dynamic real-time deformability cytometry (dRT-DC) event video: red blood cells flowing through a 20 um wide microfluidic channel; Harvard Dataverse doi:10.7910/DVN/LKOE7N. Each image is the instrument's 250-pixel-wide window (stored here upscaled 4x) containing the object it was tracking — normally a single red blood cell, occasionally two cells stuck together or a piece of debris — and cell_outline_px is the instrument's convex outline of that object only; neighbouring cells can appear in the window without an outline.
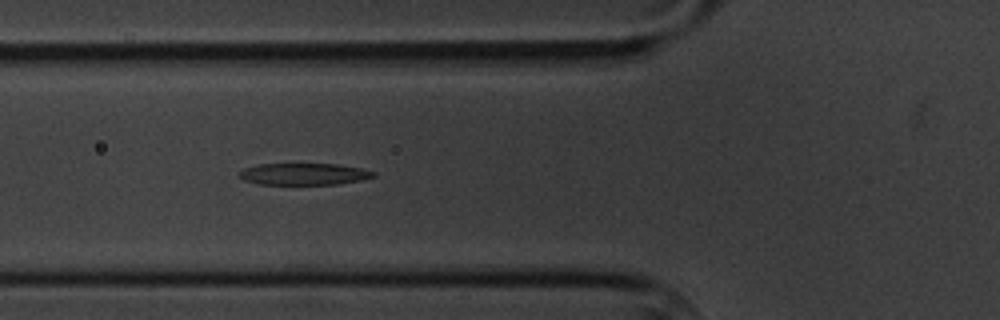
{"species": "common noctule bat (a hibernating species)", "species_latin": "Nyctalus noctula", "temperature_condition": "cold", "stored_images_in_passage": 6, "camera_frame_rate_fps": 3000, "um_per_image_px": 0.085, "animal": {"sex": "male", "body_mass_g": 20.1, "forearm_length_mm": 53.5}, "frame": {"image": 1, "passage_image": 6, "time_ms": 5.667, "image_size_px": [1000, 320], "cell_outline_px": [[376, 176], [360, 180], [336, 184], [260, 184], [244, 180], [236, 172], [244, 168], [260, 164], [340, 164], [364, 168], [376, 172]], "centroid_in_image_um": [25.86, 14.78], "position_along_channel_um": 99.9, "area_um2": 17.05}}